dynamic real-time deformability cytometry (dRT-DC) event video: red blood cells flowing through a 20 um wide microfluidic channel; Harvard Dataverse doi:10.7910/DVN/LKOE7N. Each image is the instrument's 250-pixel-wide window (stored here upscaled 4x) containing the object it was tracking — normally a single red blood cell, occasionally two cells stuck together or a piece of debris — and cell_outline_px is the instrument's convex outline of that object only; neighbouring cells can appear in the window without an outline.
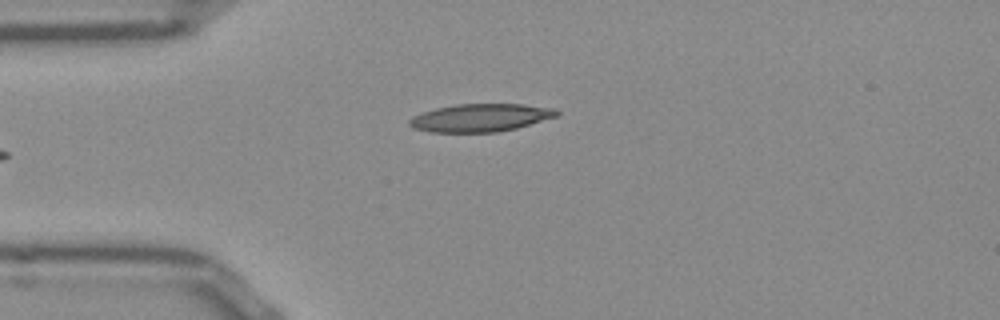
{"species": "Egyptian fruit bat (a non-hibernating species)", "species_latin": "Rousettus aegyptiacus", "temperature_condition": "room temperature", "stored_images_in_passage": 36, "camera_frame_rate_fps": 3000, "um_per_image_px": 0.085, "frame": {"image": 1, "passage_image": 1, "time_ms": 0.0, "image_size_px": [1000, 320], "cell_outline_px": [[560, 112], [556, 116], [516, 128], [496, 132], [432, 132], [412, 128], [408, 124], [408, 120], [412, 116], [436, 108], [456, 104], [524, 104], [556, 108]], "centroid_in_image_um": [40.82, 10.0], "position_along_channel_um": 44.2, "area_um2": 23.87}}
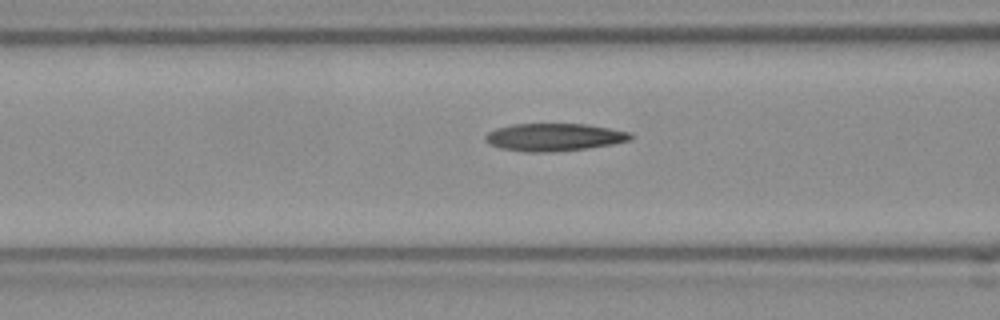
{"frame": {"image": 2, "passage_image": 8, "time_ms": 2.333, "image_size_px": [1000, 320], "cell_outline_px": [[636, 136], [632, 140], [612, 144], [588, 148], [552, 152], [528, 152], [500, 148], [488, 144], [484, 140], [484, 136], [488, 132], [496, 128], [512, 124], [588, 124], [632, 132]], "centroid_in_image_um": [47.13, 11.66], "position_along_channel_um": 119.5, "area_um2": 23.7}}
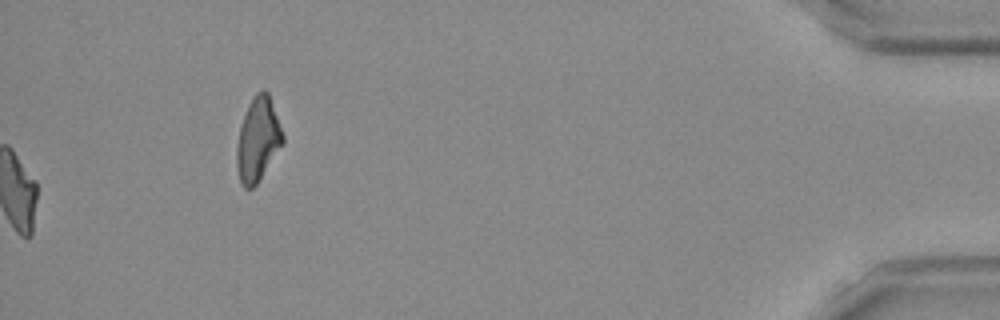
{"frame": {"image": 3, "passage_image": 36, "time_ms": 11.667, "image_size_px": [1000, 320], "cell_outline_px": [[284, 144], [256, 184], [252, 188], [244, 188], [240, 180], [236, 164], [236, 148], [240, 124], [248, 104], [256, 92], [264, 88], [268, 92], [284, 136]], "centroid_in_image_um": [21.91, 11.83], "position_along_channel_um": 413.3, "area_um2": 22.54}, "authors_computed_cell_mechanics": {"area_um2": 22.7154, "velocity_mm_per_s": 3.8863, "shape_relaxation_time_tau1_ms": 9.8309, "shape_relaxation_time_tau2_ms": 4.816, "deformation_change_tau1": 0.262, "deformation_change_tau2": 0.1538}}